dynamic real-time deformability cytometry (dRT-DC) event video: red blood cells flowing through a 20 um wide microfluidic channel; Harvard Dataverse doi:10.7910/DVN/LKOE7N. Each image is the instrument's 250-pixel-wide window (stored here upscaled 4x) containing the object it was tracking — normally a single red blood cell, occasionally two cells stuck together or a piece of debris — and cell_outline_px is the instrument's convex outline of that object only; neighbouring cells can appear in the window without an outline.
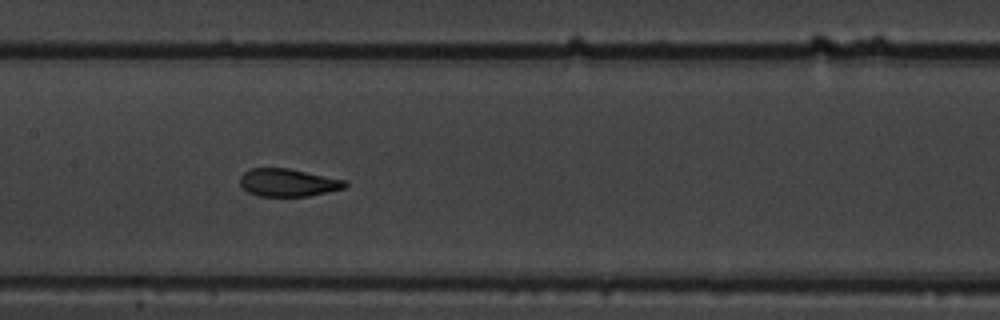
{"species": "common noctule bat (a hibernating species)", "species_latin": "Nyctalus noctula", "temperature_condition": "warm", "stored_images_in_passage": 12, "camera_frame_rate_fps": 3000, "um_per_image_px": 0.085, "animal": {"sex": "male", "body_mass_g": 19.5, "forearm_length_mm": 54.6}, "frame": {"image": 1, "passage_image": 9, "time_ms": 9.667, "image_size_px": [1000, 320], "cell_outline_px": [[348, 184], [344, 188], [308, 196], [260, 196], [248, 192], [240, 184], [240, 176], [244, 172], [252, 168], [288, 168], [344, 180]], "centroid_in_image_um": [24.45, 15.52], "position_along_channel_um": 183.0, "area_um2": 16.76}}
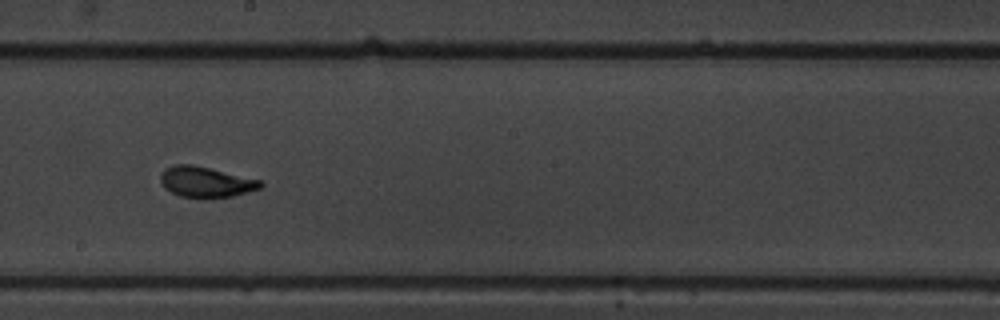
{"frame": {"image": 2, "passage_image": 10, "time_ms": 11.0, "image_size_px": [1000, 320], "cell_outline_px": [[264, 184], [260, 188], [232, 196], [180, 196], [164, 188], [160, 180], [160, 176], [164, 168], [172, 164], [192, 164], [260, 180]], "centroid_in_image_um": [17.44, 15.43], "position_along_channel_um": 230.8, "area_um2": 17.34}}
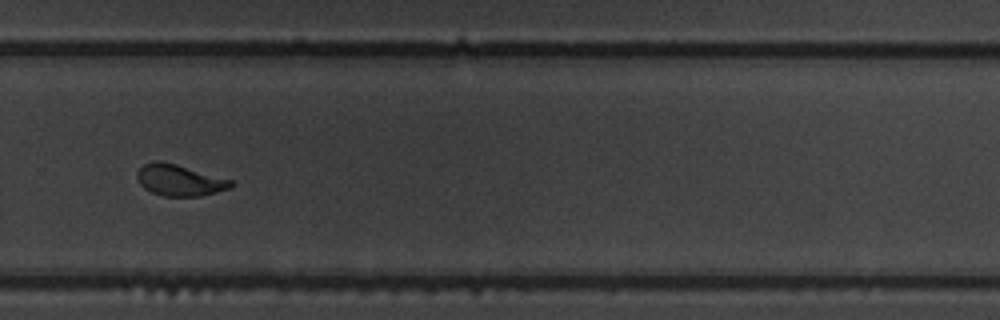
{"frame": {"image": 3, "passage_image": 12, "time_ms": 13.333, "image_size_px": [1000, 320], "cell_outline_px": [[232, 188], [200, 196], [164, 196], [152, 192], [144, 188], [140, 184], [136, 176], [136, 172], [144, 164], [156, 160], [160, 160], [176, 164], [232, 180]], "centroid_in_image_um": [15.24, 15.31], "position_along_channel_um": 314.6, "area_um2": 17.05}}